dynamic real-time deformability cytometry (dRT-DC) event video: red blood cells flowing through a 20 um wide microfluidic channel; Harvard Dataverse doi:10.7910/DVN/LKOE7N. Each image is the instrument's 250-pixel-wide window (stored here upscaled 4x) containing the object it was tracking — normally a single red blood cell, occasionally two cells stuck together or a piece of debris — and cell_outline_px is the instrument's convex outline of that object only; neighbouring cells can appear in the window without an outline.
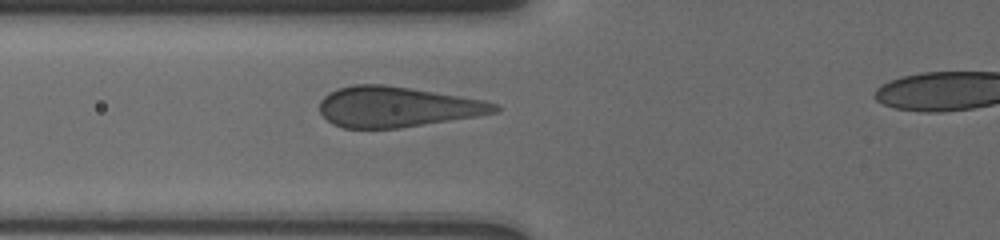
{"species": "human", "species_latin": "Homo sapiens", "temperature_condition": "cold", "stored_images_in_passage": 11, "camera_frame_rate_fps": 3000, "um_per_image_px": 0.085, "donor": {"sex": "male"}, "frame": {"image": 1, "passage_image": 8, "time_ms": 5.333, "image_size_px": [1000, 240], "cell_outline_px": [[500, 108], [496, 112], [476, 116], [400, 128], [344, 128], [332, 124], [320, 112], [320, 100], [328, 92], [336, 88], [352, 84], [384, 84], [484, 100], [496, 104]], "centroid_in_image_um": [33.69, 9.08], "position_along_channel_um": 92.1, "area_um2": 41.1}}
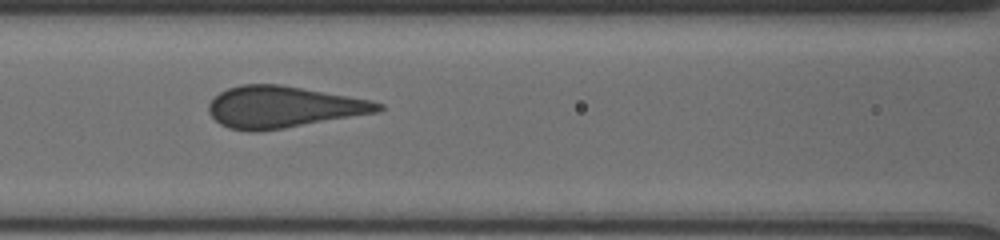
{"frame": {"image": 2, "passage_image": 10, "time_ms": 6.667, "image_size_px": [1000, 240], "cell_outline_px": [[384, 108], [380, 112], [284, 128], [256, 132], [248, 132], [228, 128], [220, 124], [208, 112], [208, 104], [220, 92], [228, 88], [240, 84], [280, 84], [372, 100], [384, 104]], "centroid_in_image_um": [24.08, 9.1], "position_along_channel_um": 142.5, "area_um2": 41.21}}